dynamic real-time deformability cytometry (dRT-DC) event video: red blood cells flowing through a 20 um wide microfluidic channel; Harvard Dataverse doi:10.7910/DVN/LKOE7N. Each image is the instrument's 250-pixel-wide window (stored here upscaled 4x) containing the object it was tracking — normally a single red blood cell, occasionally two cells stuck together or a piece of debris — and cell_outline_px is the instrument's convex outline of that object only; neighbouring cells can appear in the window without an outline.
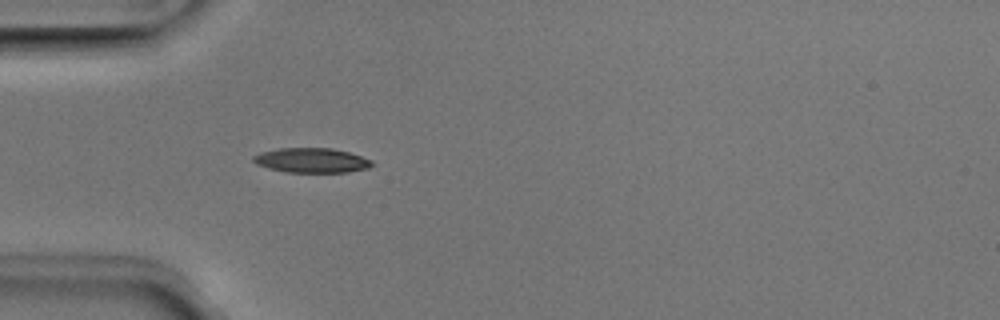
{"species": "Egyptian fruit bat (a non-hibernating species)", "species_latin": "Rousettus aegyptiacus", "temperature_condition": "room temperature", "stored_images_in_passage": 42, "camera_frame_rate_fps": 3000, "um_per_image_px": 0.085, "animal": {"sex": "male"}, "frame": {"image": 1, "passage_image": 6, "time_ms": 1.667, "image_size_px": [1000, 320], "cell_outline_px": [[372, 164], [368, 168], [348, 172], [284, 172], [268, 168], [256, 164], [252, 160], [252, 156], [260, 152], [280, 148], [332, 148], [348, 152], [372, 160]], "centroid_in_image_um": [26.44, 13.63], "position_along_channel_um": 58.6, "area_um2": 17.05}}
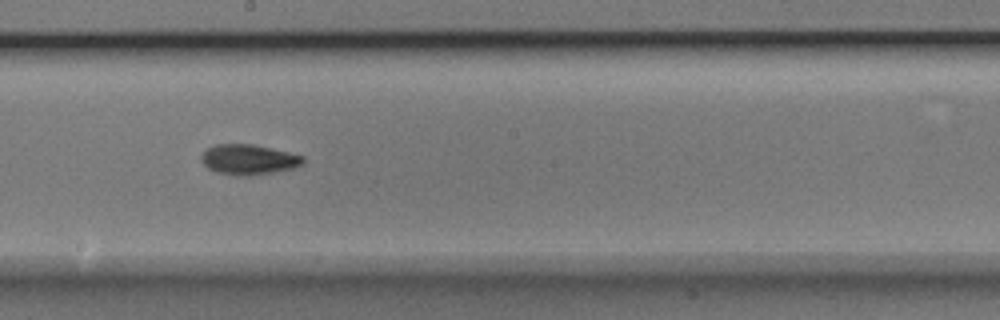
{"frame": {"image": 2, "passage_image": 19, "time_ms": 6.0, "image_size_px": [1000, 320], "cell_outline_px": [[304, 164], [292, 168], [272, 172], [248, 176], [236, 176], [216, 172], [208, 168], [200, 160], [200, 156], [208, 148], [216, 144], [252, 144], [288, 152], [304, 156]], "centroid_in_image_um": [21.11, 13.56], "position_along_channel_um": 227.1, "area_um2": 17.86}}
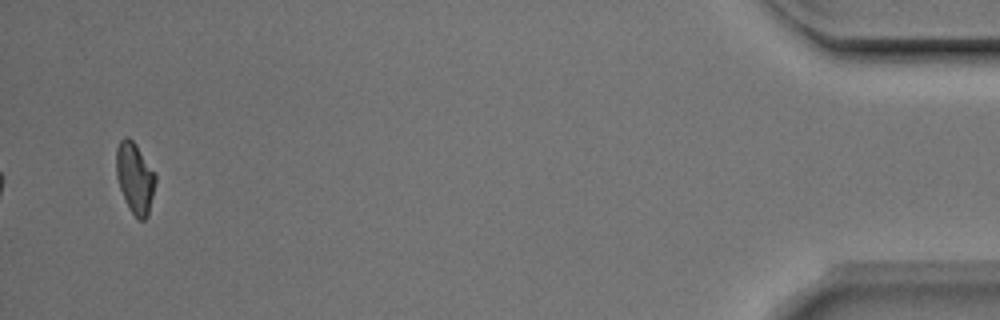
{"frame": {"image": 3, "passage_image": 40, "time_ms": 13.0, "image_size_px": [1000, 320], "cell_outline_px": [[156, 184], [148, 216], [144, 220], [140, 220], [132, 212], [120, 188], [116, 176], [116, 148], [120, 140], [124, 136], [128, 136], [136, 144], [156, 176]], "centroid_in_image_um": [11.47, 15.1], "position_along_channel_um": 423.7, "area_um2": 16.01}, "authors_computed_cell_mechanics": {"area_um2": 16.7909, "velocity_mm_per_s": 3.9902, "shape_relaxation_time_tau1_ms": 2.9767, "shape_relaxation_time_tau2_ms": 9.025, "deformation_change_tau1": 0.1367, "deformation_change_tau2": 0.1432}}